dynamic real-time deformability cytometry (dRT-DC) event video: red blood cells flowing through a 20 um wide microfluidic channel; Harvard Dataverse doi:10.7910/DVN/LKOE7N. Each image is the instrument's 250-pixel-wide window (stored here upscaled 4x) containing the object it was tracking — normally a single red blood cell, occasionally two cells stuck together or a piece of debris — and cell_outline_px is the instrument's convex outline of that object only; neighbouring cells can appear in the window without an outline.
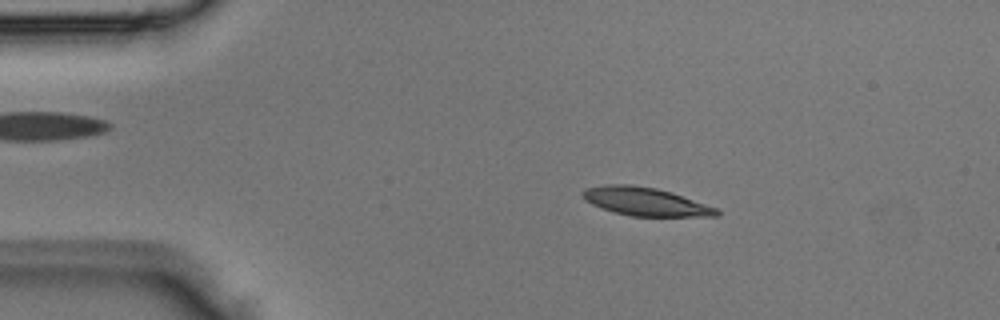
{"species": "Egyptian fruit bat (a non-hibernating species)", "species_latin": "Rousettus aegyptiacus", "temperature_condition": "room temperature", "stored_images_in_passage": 3, "camera_frame_rate_fps": 3000, "um_per_image_px": 0.085, "animal": {"sex": "male"}, "frame": {"image": 1, "passage_image": 2, "time_ms": 0.333, "image_size_px": [1000, 320], "cell_outline_px": [[720, 212], [716, 216], [632, 216], [616, 212], [592, 204], [584, 200], [580, 196], [580, 192], [584, 188], [604, 184], [632, 184], [656, 188], [672, 192], [716, 208]], "centroid_in_image_um": [54.79, 17.11], "position_along_channel_um": 30.2, "area_um2": 22.02}}